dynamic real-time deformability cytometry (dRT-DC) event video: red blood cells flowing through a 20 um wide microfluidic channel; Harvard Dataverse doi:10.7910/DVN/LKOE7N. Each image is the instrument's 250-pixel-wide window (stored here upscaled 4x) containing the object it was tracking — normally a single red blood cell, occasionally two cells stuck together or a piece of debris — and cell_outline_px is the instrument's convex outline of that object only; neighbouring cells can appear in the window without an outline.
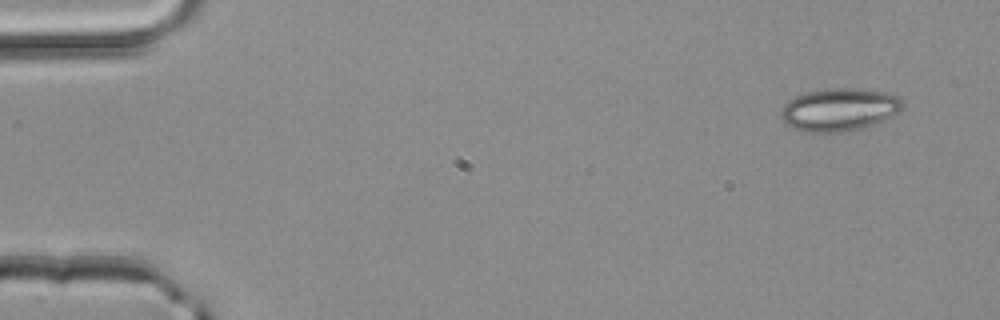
{"species": "common noctule bat (a hibernating species)", "species_latin": "Nyctalus noctula", "temperature_condition": "room temperature", "stored_images_in_passage": 4, "camera_frame_rate_fps": 3000, "um_per_image_px": 0.085, "animal": {"sex": "male", "body_mass_g": 20.4}, "frame": {"image": 1, "passage_image": 1, "time_ms": 0.0, "image_size_px": [1000, 320], "cell_outline_px": [[904, 108], [900, 112], [884, 120], [864, 128], [836, 132], [812, 132], [796, 128], [784, 124], [780, 116], [780, 112], [784, 104], [788, 100], [796, 96], [808, 92], [828, 88], [856, 88], [888, 92], [904, 100]], "centroid_in_image_um": [71.37, 9.3], "position_along_channel_um": 13.6, "area_um2": 30.52}}